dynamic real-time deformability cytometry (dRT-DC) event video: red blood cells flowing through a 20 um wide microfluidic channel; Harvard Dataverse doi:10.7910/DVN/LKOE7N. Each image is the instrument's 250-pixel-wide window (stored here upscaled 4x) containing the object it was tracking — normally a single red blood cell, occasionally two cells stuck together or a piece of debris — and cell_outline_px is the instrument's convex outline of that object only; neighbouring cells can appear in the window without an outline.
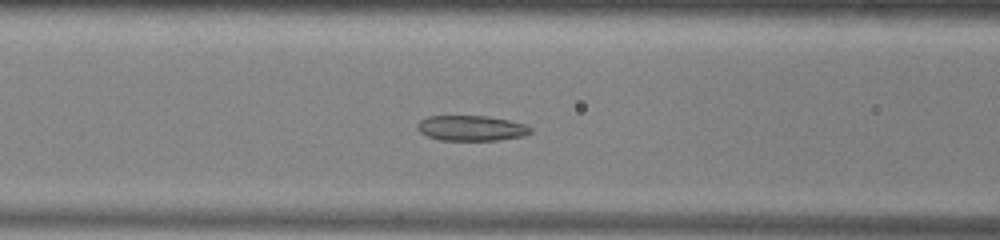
{"species": "common noctule bat (a hibernating species)", "species_latin": "Nyctalus noctula", "temperature_condition": "warm", "stored_images_in_passage": 46, "camera_frame_rate_fps": 3000, "um_per_image_px": 0.085, "animal": {"sex": "male", "body_mass_g": 13.0, "forearm_length_mm": 53.1}, "frame": {"image": 1, "passage_image": 15, "time_ms": 4.667, "image_size_px": [1000, 240], "cell_outline_px": [[532, 132], [524, 136], [500, 140], [440, 140], [428, 136], [420, 132], [416, 128], [416, 124], [420, 120], [428, 116], [484, 116], [508, 120], [524, 124], [532, 128]], "centroid_in_image_um": [40.05, 10.89], "position_along_channel_um": 126.5, "area_um2": 16.7}}
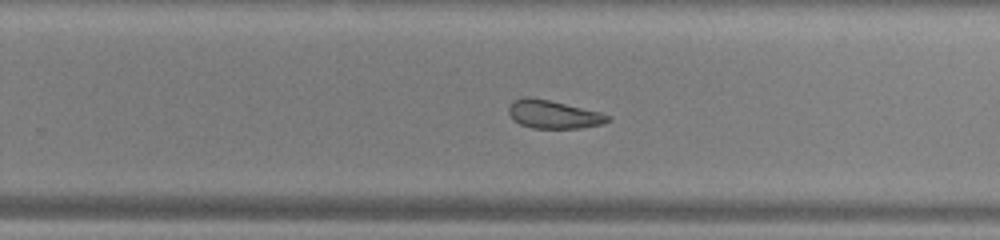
{"frame": {"image": 2, "passage_image": 27, "time_ms": 8.667, "image_size_px": [1000, 240], "cell_outline_px": [[612, 120], [600, 124], [580, 128], [532, 128], [520, 124], [512, 120], [508, 112], [508, 108], [512, 100], [524, 96], [528, 96], [548, 100], [600, 112], [612, 116]], "centroid_in_image_um": [47.01, 9.72], "position_along_channel_um": 282.8, "area_um2": 16.36}}
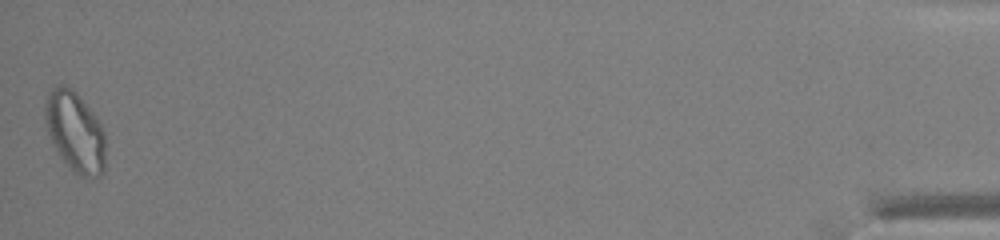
{"frame": {"image": 3, "passage_image": 46, "time_ms": 15.0, "image_size_px": [1000, 240], "cell_outline_px": [[104, 172], [100, 176], [80, 176], [72, 172], [56, 152], [52, 144], [44, 120], [44, 104], [52, 88], [60, 84], [64, 84], [72, 88], [76, 92], [96, 116], [104, 132]], "centroid_in_image_um": [6.35, 11.2], "position_along_channel_um": 428.8, "area_um2": 28.44}, "authors_computed_cell_mechanics": {"area_um2": 19.363, "velocity_mm_per_s": 3.9188, "shape_relaxation_time_tau1_ms": null, "shape_relaxation_time_tau2_ms": 5.1682, "deformation_change_tau1": null, "deformation_change_tau2": 0.1407}}